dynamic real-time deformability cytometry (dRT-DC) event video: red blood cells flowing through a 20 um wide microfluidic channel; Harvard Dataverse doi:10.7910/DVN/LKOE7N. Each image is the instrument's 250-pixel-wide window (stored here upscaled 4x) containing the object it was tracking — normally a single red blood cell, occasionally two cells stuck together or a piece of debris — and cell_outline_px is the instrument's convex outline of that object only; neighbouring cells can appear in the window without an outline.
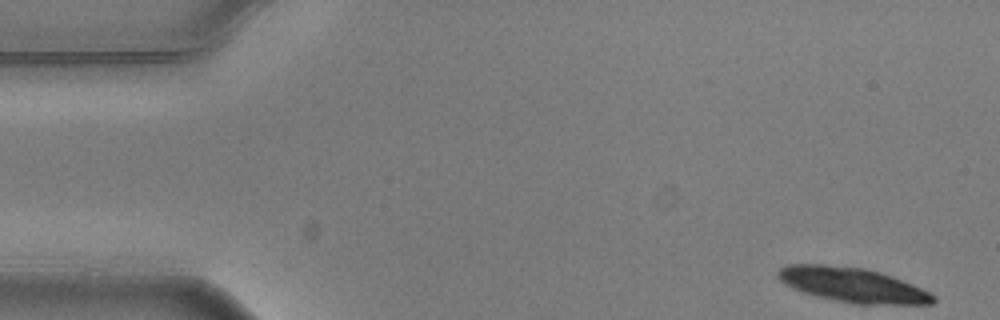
{"species": "common noctule bat (a hibernating species)", "species_latin": "Nyctalus noctula", "temperature_condition": "warm", "stored_images_in_passage": 4, "camera_frame_rate_fps": 3000, "um_per_image_px": 0.085, "animal": {"sex": "male", "body_mass_g": 20.5, "forearm_length_mm": 52.5}, "frame": {"image": 1, "passage_image": 1, "time_ms": 0.0, "image_size_px": [1000, 320], "cell_outline_px": [[936, 300], [932, 304], [852, 304], [816, 296], [800, 292], [784, 284], [776, 276], [776, 272], [780, 268], [788, 264], [824, 264], [864, 268], [880, 272], [892, 276], [932, 292], [936, 296]], "centroid_in_image_um": [72.45, 24.22], "position_along_channel_um": 12.5, "area_um2": 31.67}}